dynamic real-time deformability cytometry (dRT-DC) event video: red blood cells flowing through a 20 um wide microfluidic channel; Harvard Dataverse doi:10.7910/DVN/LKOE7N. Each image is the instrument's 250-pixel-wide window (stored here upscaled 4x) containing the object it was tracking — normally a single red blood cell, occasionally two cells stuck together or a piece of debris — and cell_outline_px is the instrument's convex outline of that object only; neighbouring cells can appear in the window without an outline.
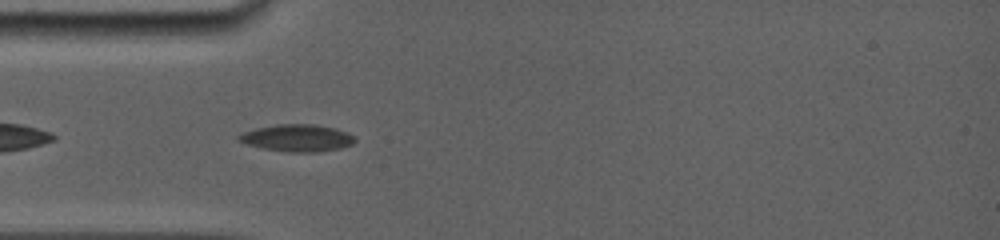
{"species": "common noctule bat (a hibernating species)", "species_latin": "Nyctalus noctula", "temperature_condition": "room temperature", "stored_images_in_passage": 2, "camera_frame_rate_fps": 5000, "um_per_image_px": 0.085, "animal": {"sex": "female", "body_mass_g": 19.0, "forearm_length_mm": 56.7}, "frame": {"image": 1, "passage_image": 2, "time_ms": 0.6, "image_size_px": [1000, 240], "cell_outline_px": [[356, 140], [352, 144], [340, 148], [316, 152], [288, 152], [264, 148], [248, 144], [240, 140], [236, 136], [244, 132], [256, 128], [276, 124], [312, 124], [336, 128], [356, 136]], "centroid_in_image_um": [25.3, 11.72], "position_along_channel_um": 59.7, "area_um2": 18.21}}